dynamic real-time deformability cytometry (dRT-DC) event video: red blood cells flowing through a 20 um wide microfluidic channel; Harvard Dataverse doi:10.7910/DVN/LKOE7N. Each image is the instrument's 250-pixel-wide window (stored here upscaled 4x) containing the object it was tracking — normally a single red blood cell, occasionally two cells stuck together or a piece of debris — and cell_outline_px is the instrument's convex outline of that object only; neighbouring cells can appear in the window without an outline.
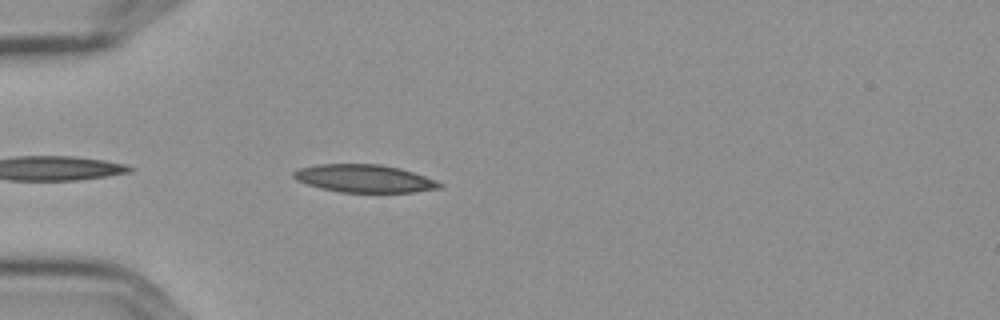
{"species": "Egyptian fruit bat (a non-hibernating species)", "species_latin": "Rousettus aegyptiacus", "temperature_condition": "cold", "stored_images_in_passage": 4, "camera_frame_rate_fps": 3000, "um_per_image_px": 0.085, "frame": {"image": 1, "passage_image": 3, "time_ms": 0.667, "image_size_px": [1000, 320], "cell_outline_px": [[444, 184], [440, 188], [416, 192], [340, 192], [320, 188], [296, 180], [292, 176], [292, 172], [300, 168], [316, 164], [380, 164], [400, 168], [436, 180]], "centroid_in_image_um": [30.96, 15.17], "position_along_channel_um": 54.0, "area_um2": 23.64}}